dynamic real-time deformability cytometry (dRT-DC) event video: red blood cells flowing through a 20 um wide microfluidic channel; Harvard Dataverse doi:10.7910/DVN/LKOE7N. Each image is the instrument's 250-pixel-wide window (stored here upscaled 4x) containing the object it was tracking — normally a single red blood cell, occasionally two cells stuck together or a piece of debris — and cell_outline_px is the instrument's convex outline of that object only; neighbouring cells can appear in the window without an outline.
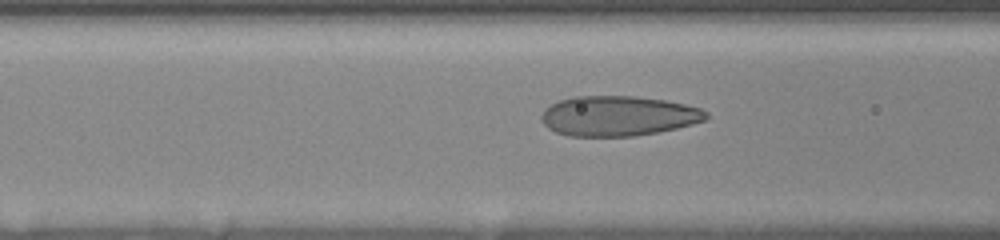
{"species": "human", "species_latin": "Homo sapiens", "temperature_condition": "room temperature", "stored_images_in_passage": 22, "camera_frame_rate_fps": 3000, "um_per_image_px": 0.085, "donor": {"sex": "female"}, "frame": {"image": 1, "passage_image": 19, "time_ms": 6.0, "image_size_px": [1000, 240], "cell_outline_px": [[708, 116], [704, 120], [692, 124], [660, 132], [632, 136], [568, 136], [556, 132], [548, 128], [544, 124], [540, 116], [544, 108], [560, 100], [572, 96], [636, 96], [664, 100], [684, 104], [700, 108], [708, 112]], "centroid_in_image_um": [52.53, 9.85], "position_along_channel_um": 114.1, "area_um2": 38.49}}